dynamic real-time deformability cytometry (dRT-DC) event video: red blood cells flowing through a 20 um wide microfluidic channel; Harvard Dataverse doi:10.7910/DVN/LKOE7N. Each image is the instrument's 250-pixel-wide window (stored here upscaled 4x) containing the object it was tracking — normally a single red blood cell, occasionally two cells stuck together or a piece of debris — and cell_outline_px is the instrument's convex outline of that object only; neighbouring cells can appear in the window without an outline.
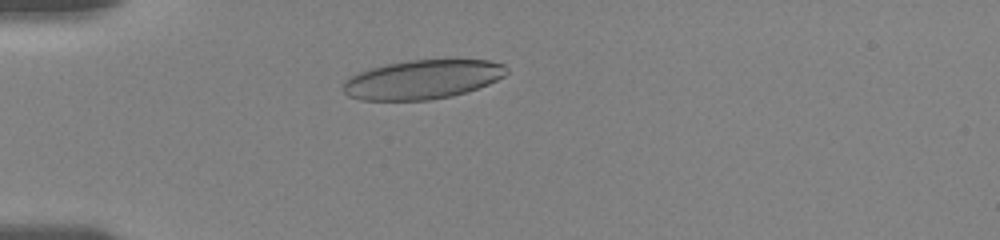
{"species": "human", "species_latin": "Homo sapiens", "temperature_condition": "room temperature", "stored_images_in_passage": 20, "camera_frame_rate_fps": 3000, "um_per_image_px": 0.085, "donor": {"sex": "female"}, "frame": {"image": 1, "passage_image": 16, "time_ms": 3.333, "image_size_px": [1000, 240], "cell_outline_px": [[508, 72], [504, 76], [488, 84], [468, 92], [452, 96], [428, 100], [360, 100], [348, 96], [344, 92], [344, 80], [360, 72], [372, 68], [388, 64], [408, 60], [488, 60], [504, 64], [508, 68]], "centroid_in_image_um": [35.94, 6.76], "position_along_channel_um": 49.1, "area_um2": 37.11}}